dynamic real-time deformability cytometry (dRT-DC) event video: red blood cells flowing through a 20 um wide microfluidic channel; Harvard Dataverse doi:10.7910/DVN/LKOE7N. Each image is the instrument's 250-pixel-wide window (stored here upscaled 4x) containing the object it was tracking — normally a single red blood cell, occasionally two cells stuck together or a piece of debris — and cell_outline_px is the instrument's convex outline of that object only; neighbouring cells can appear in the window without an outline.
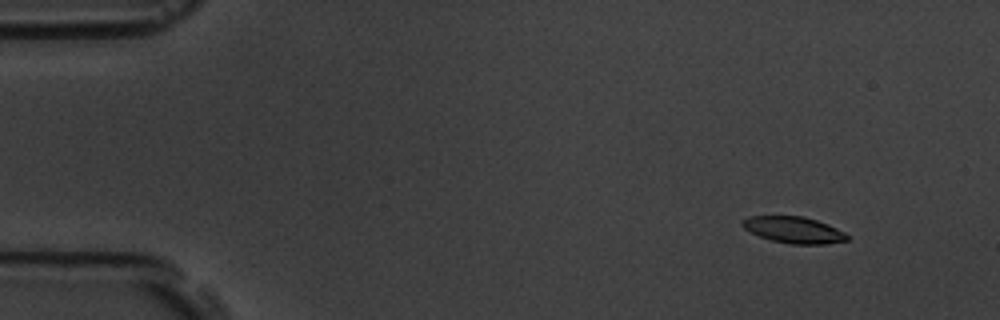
{"species": "common noctule bat (a hibernating species)", "species_latin": "Nyctalus noctula", "temperature_condition": "room temperature", "stored_images_in_passage": 5, "camera_frame_rate_fps": 3000, "um_per_image_px": 0.085, "animal": {"sex": "male", "body_mass_g": 19.5, "forearm_length_mm": 54.6}, "frame": {"image": 1, "passage_image": 2, "time_ms": 1.333, "image_size_px": [1000, 320], "cell_outline_px": [[848, 240], [824, 244], [788, 244], [772, 240], [760, 236], [744, 228], [740, 224], [740, 220], [748, 216], [804, 216], [828, 224], [844, 232], [848, 236]], "centroid_in_image_um": [67.44, 19.53], "position_along_channel_um": 17.6, "area_um2": 16.13}}
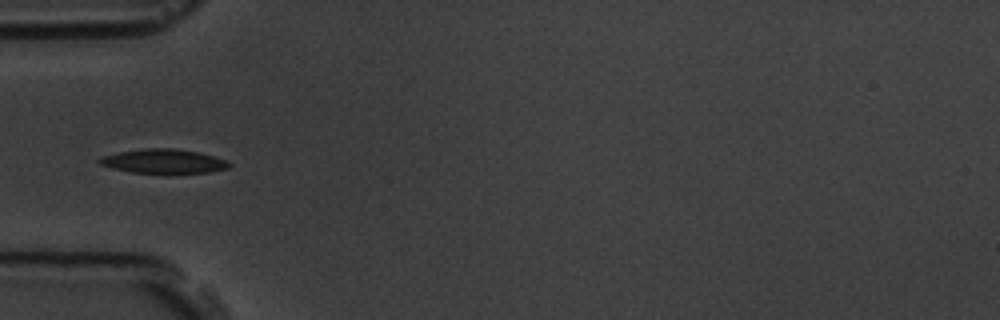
{"frame": {"image": 2, "passage_image": 5, "time_ms": 5.667, "image_size_px": [1000, 320], "cell_outline_px": [[232, 164], [228, 168], [208, 172], [132, 172], [112, 168], [100, 164], [96, 160], [100, 156], [120, 152], [144, 148], [176, 148], [196, 152], [228, 160]], "centroid_in_image_um": [13.88, 13.69], "position_along_channel_um": 71.1, "area_um2": 17.98}}